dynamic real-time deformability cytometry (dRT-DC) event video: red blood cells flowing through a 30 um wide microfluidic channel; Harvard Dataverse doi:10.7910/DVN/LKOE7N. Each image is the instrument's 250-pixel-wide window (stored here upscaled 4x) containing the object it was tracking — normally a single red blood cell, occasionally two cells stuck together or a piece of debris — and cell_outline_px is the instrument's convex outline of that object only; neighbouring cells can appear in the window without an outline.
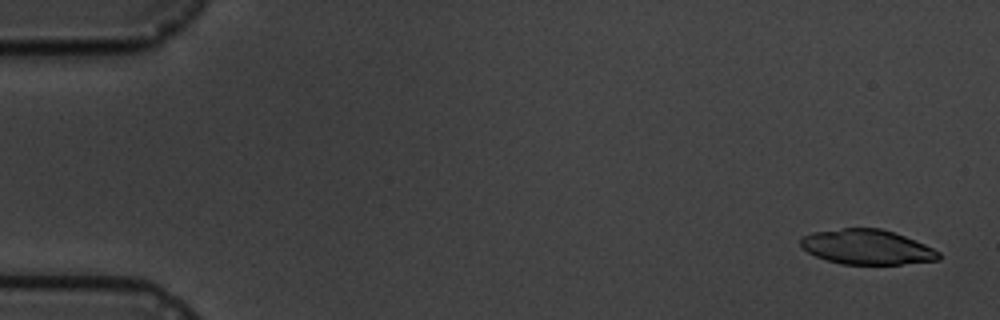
{"species": "common noctule bat (a hibernating species)", "species_latin": "Nyctalus noctula", "temperature_condition": "cold", "stored_images_in_passage": 5, "camera_frame_rate_fps": 3000, "um_per_image_px": 0.085, "animal": {"sex": "male", "body_mass_g": 19.5, "forearm_length_mm": 54.6}, "frame": {"image": 1, "passage_image": 1, "time_ms": 0.0, "image_size_px": [1000, 320], "cell_outline_px": [[940, 260], [900, 264], [840, 264], [816, 256], [808, 252], [800, 244], [800, 236], [812, 232], [844, 228], [880, 228], [904, 236], [924, 244], [940, 252]], "centroid_in_image_um": [73.67, 20.99], "position_along_channel_um": 11.3, "area_um2": 27.92}}